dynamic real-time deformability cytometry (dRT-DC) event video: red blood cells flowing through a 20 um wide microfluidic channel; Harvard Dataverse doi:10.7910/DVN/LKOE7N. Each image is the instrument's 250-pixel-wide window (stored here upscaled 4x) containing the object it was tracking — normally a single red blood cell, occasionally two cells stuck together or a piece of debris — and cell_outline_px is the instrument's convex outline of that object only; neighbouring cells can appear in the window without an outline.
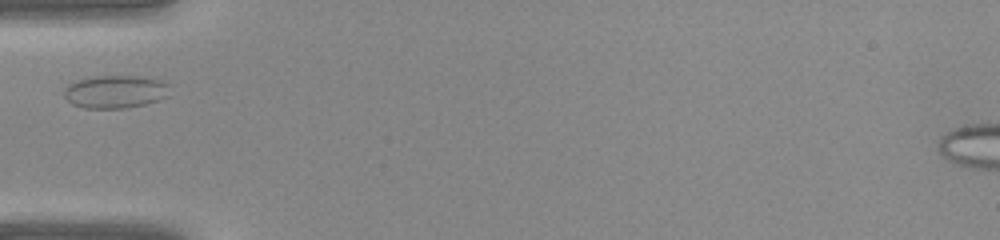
{"species": "common noctule bat (a hibernating species)", "species_latin": "Nyctalus noctula", "temperature_condition": "warm", "stored_images_in_passage": 29, "segment_of_instrument_passage": [1, 2], "camera_frame_rate_fps": 3000, "um_per_image_px": 0.085, "animal": {"sex": "female", "body_mass_g": 22.0, "forearm_length_mm": 56.7}, "frame": {"image": 1, "passage_image": 1, "time_ms": 0.0, "image_size_px": [1000, 240], "cell_outline_px": [[168, 96], [160, 100], [144, 104], [124, 108], [84, 108], [72, 104], [64, 96], [64, 88], [68, 84], [76, 80], [96, 76], [136, 76], [164, 80], [168, 84]], "centroid_in_image_um": [9.8, 7.79], "position_along_channel_um": 75.2, "area_um2": 20.35}}
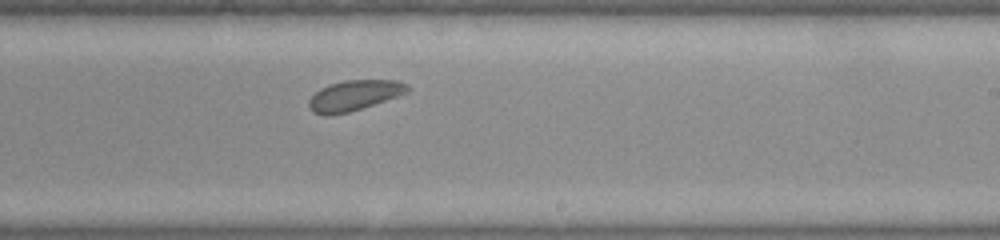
{"frame": {"image": 2, "passage_image": 12, "time_ms": 3.667, "image_size_px": [1000, 240], "cell_outline_px": [[408, 92], [348, 112], [328, 116], [324, 116], [312, 112], [308, 104], [308, 100], [320, 88], [328, 84], [344, 80], [396, 80], [408, 84]], "centroid_in_image_um": [30.05, 8.11], "position_along_channel_um": 259.0, "area_um2": 17.28}}
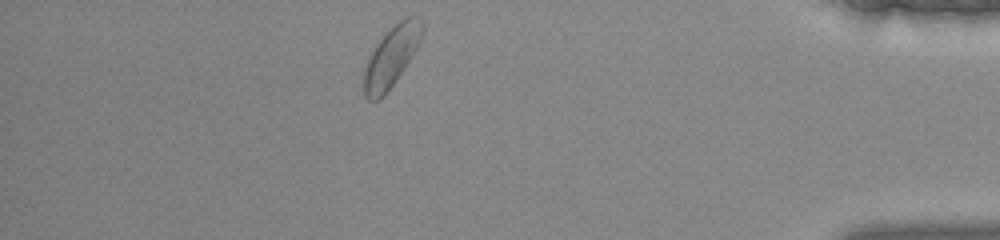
{"frame": {"image": 3, "passage_image": 23, "time_ms": 7.333, "image_size_px": [1000, 240], "cell_outline_px": [[424, 32], [416, 48], [384, 96], [376, 100], [368, 100], [364, 96], [364, 72], [368, 60], [376, 44], [404, 16], [420, 16], [424, 20]], "centroid_in_image_um": [33.29, 4.77], "position_along_channel_um": 401.9, "area_um2": 19.88}}